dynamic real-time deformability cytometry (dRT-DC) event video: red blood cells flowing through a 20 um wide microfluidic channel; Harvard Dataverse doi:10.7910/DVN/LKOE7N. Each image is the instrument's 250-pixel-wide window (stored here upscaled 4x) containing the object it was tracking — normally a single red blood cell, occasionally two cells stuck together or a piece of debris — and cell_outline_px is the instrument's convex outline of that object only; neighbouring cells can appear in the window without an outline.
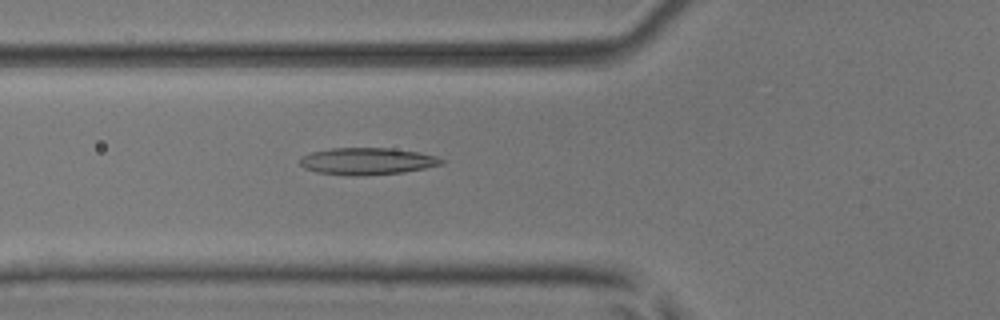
{"species": "common noctule bat (a hibernating species)", "species_latin": "Nyctalus noctula", "temperature_condition": "room temperature", "stored_images_in_passage": 44, "camera_frame_rate_fps": 3000, "um_per_image_px": 0.085, "animal": {"sex": "male", "body_mass_g": 17.9, "forearm_length_mm": 54.2}, "frame": {"image": 1, "passage_image": 19, "time_ms": 6.0, "image_size_px": [1000, 320], "cell_outline_px": [[444, 164], [404, 172], [360, 176], [348, 176], [316, 172], [304, 168], [300, 164], [300, 160], [304, 156], [312, 152], [332, 148], [392, 148], [416, 152], [436, 156], [444, 160]], "centroid_in_image_um": [31.21, 13.71], "position_along_channel_um": 94.6, "area_um2": 22.2}}
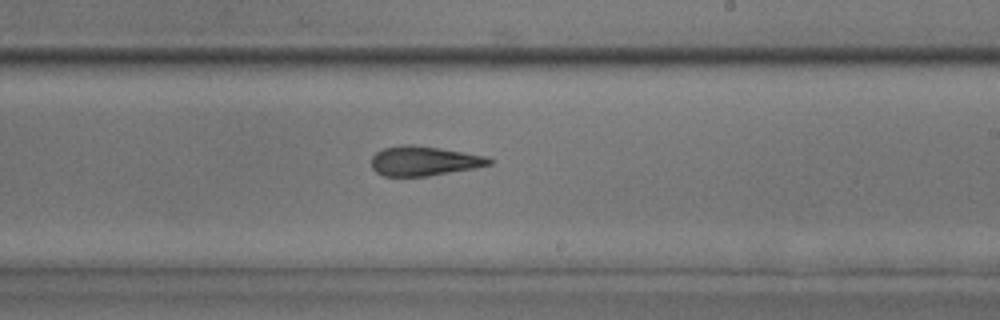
{"frame": {"image": 2, "passage_image": 31, "time_ms": 10.0, "image_size_px": [1000, 320], "cell_outline_px": [[492, 164], [476, 168], [428, 176], [384, 176], [376, 172], [372, 168], [372, 156], [376, 152], [384, 148], [404, 144], [412, 144], [440, 148], [488, 156], [492, 160]], "centroid_in_image_um": [36.06, 13.68], "position_along_channel_um": 252.9, "area_um2": 20.4}}
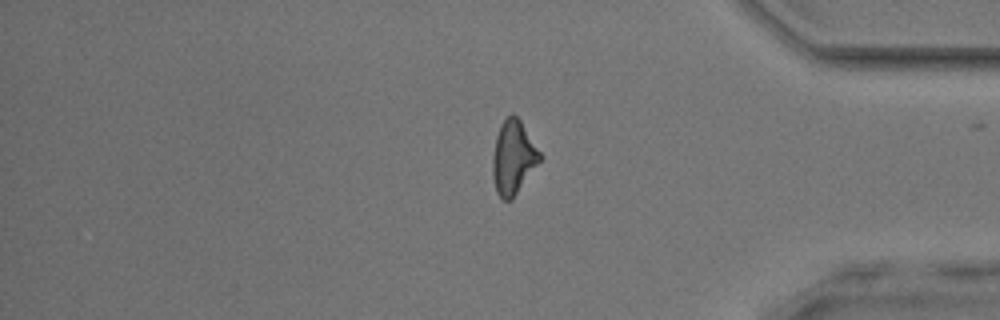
{"frame": {"image": 3, "passage_image": 43, "time_ms": 14.0, "image_size_px": [1000, 320], "cell_outline_px": [[544, 156], [512, 200], [504, 200], [496, 192], [492, 176], [492, 156], [496, 136], [500, 124], [512, 112], [520, 120]], "centroid_in_image_um": [43.63, 13.38], "position_along_channel_um": 391.6, "area_um2": 20.52}, "authors_computed_cell_mechanics": {"area_um2": 21.2704, "velocity_mm_per_s": 3.9707, "shape_relaxation_time_tau1_ms": null, "shape_relaxation_time_tau2_ms": 3.4642, "deformation_change_tau1": null, "deformation_change_tau2": 0.1531}}